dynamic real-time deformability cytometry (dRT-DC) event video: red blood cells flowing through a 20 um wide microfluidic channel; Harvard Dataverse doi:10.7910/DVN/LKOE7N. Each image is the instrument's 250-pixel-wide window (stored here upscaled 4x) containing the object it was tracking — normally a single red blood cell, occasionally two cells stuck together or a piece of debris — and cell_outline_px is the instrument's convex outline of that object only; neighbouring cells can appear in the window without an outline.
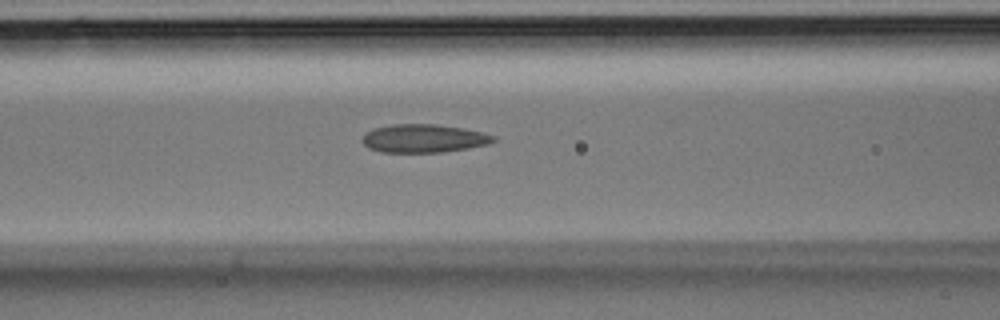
{"species": "Egyptian fruit bat (a non-hibernating species)", "species_latin": "Rousettus aegyptiacus", "temperature_condition": "room temperature", "stored_images_in_passage": 31, "camera_frame_rate_fps": 3000, "um_per_image_px": 0.085, "animal": {"sex": "male"}, "frame": {"image": 1, "passage_image": 14, "time_ms": 4.333, "image_size_px": [1000, 320], "cell_outline_px": [[496, 140], [488, 144], [468, 148], [444, 152], [380, 152], [368, 148], [364, 144], [364, 136], [372, 128], [392, 124], [436, 124], [464, 128], [484, 132], [496, 136]], "centroid_in_image_um": [36.06, 11.76], "position_along_channel_um": 130.5, "area_um2": 21.68}}
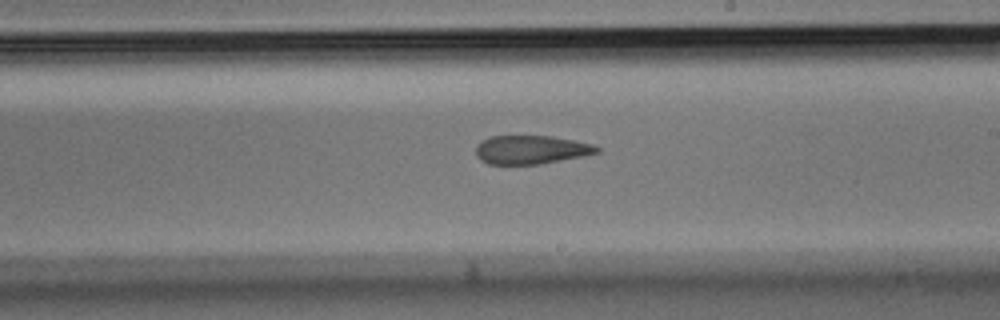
{"frame": {"image": 2, "passage_image": 20, "time_ms": 6.333, "image_size_px": [1000, 320], "cell_outline_px": [[600, 152], [584, 156], [540, 164], [488, 164], [480, 160], [476, 156], [476, 144], [480, 140], [492, 136], [552, 136], [576, 140], [592, 144], [600, 148]], "centroid_in_image_um": [45.13, 12.72], "position_along_channel_um": 243.9, "area_um2": 20.4}}
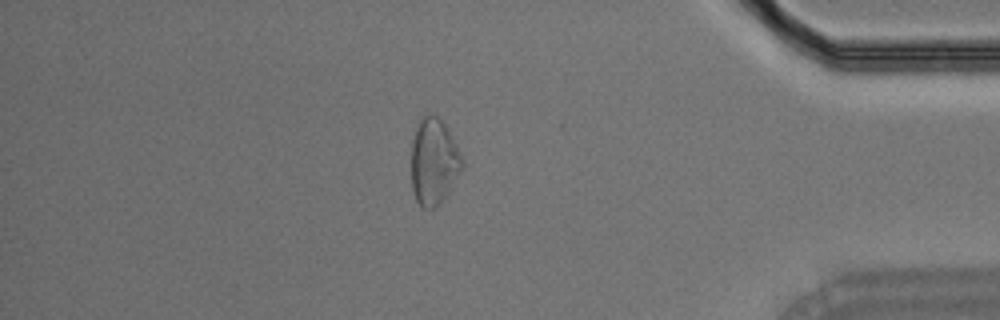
{"frame": {"image": 3, "passage_image": 30, "time_ms": 9.667, "image_size_px": [1000, 320], "cell_outline_px": [[464, 168], [440, 204], [432, 208], [424, 208], [416, 200], [412, 192], [412, 140], [416, 128], [424, 112], [436, 116], [444, 124], [456, 144], [464, 160]], "centroid_in_image_um": [36.88, 13.74], "position_along_channel_um": 398.3, "area_um2": 25.61}}